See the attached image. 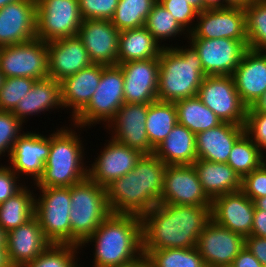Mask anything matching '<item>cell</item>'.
<instances>
[{"instance_id": "25", "label": "cell", "mask_w": 266, "mask_h": 267, "mask_svg": "<svg viewBox=\"0 0 266 267\" xmlns=\"http://www.w3.org/2000/svg\"><path fill=\"white\" fill-rule=\"evenodd\" d=\"M231 76L241 101L251 107L266 91V52L248 48Z\"/></svg>"}, {"instance_id": "56", "label": "cell", "mask_w": 266, "mask_h": 267, "mask_svg": "<svg viewBox=\"0 0 266 267\" xmlns=\"http://www.w3.org/2000/svg\"><path fill=\"white\" fill-rule=\"evenodd\" d=\"M231 7H247L255 0H225Z\"/></svg>"}, {"instance_id": "33", "label": "cell", "mask_w": 266, "mask_h": 267, "mask_svg": "<svg viewBox=\"0 0 266 267\" xmlns=\"http://www.w3.org/2000/svg\"><path fill=\"white\" fill-rule=\"evenodd\" d=\"M177 123V109L174 102L157 100L150 103L145 125L151 147L155 149L159 146Z\"/></svg>"}, {"instance_id": "13", "label": "cell", "mask_w": 266, "mask_h": 267, "mask_svg": "<svg viewBox=\"0 0 266 267\" xmlns=\"http://www.w3.org/2000/svg\"><path fill=\"white\" fill-rule=\"evenodd\" d=\"M148 105L145 103H124L115 116L105 124L113 129L112 137L125 146L139 150L142 154H154L146 134Z\"/></svg>"}, {"instance_id": "55", "label": "cell", "mask_w": 266, "mask_h": 267, "mask_svg": "<svg viewBox=\"0 0 266 267\" xmlns=\"http://www.w3.org/2000/svg\"><path fill=\"white\" fill-rule=\"evenodd\" d=\"M0 267H12L8 259L6 247H0Z\"/></svg>"}, {"instance_id": "29", "label": "cell", "mask_w": 266, "mask_h": 267, "mask_svg": "<svg viewBox=\"0 0 266 267\" xmlns=\"http://www.w3.org/2000/svg\"><path fill=\"white\" fill-rule=\"evenodd\" d=\"M192 165L204 193L211 201L223 194L241 190L242 179L227 163L197 159Z\"/></svg>"}, {"instance_id": "46", "label": "cell", "mask_w": 266, "mask_h": 267, "mask_svg": "<svg viewBox=\"0 0 266 267\" xmlns=\"http://www.w3.org/2000/svg\"><path fill=\"white\" fill-rule=\"evenodd\" d=\"M245 134L259 147L266 148V113L247 112L244 125Z\"/></svg>"}, {"instance_id": "11", "label": "cell", "mask_w": 266, "mask_h": 267, "mask_svg": "<svg viewBox=\"0 0 266 267\" xmlns=\"http://www.w3.org/2000/svg\"><path fill=\"white\" fill-rule=\"evenodd\" d=\"M206 76H231L248 49V40L188 38Z\"/></svg>"}, {"instance_id": "21", "label": "cell", "mask_w": 266, "mask_h": 267, "mask_svg": "<svg viewBox=\"0 0 266 267\" xmlns=\"http://www.w3.org/2000/svg\"><path fill=\"white\" fill-rule=\"evenodd\" d=\"M106 196L112 214L142 217L153 208L141 195L140 159L132 171L106 187Z\"/></svg>"}, {"instance_id": "17", "label": "cell", "mask_w": 266, "mask_h": 267, "mask_svg": "<svg viewBox=\"0 0 266 267\" xmlns=\"http://www.w3.org/2000/svg\"><path fill=\"white\" fill-rule=\"evenodd\" d=\"M119 30L110 20H83L77 36L94 64L117 65Z\"/></svg>"}, {"instance_id": "22", "label": "cell", "mask_w": 266, "mask_h": 267, "mask_svg": "<svg viewBox=\"0 0 266 267\" xmlns=\"http://www.w3.org/2000/svg\"><path fill=\"white\" fill-rule=\"evenodd\" d=\"M23 133L15 142L9 156L10 168L18 175L32 176L36 182L42 175L50 153V135Z\"/></svg>"}, {"instance_id": "7", "label": "cell", "mask_w": 266, "mask_h": 267, "mask_svg": "<svg viewBox=\"0 0 266 267\" xmlns=\"http://www.w3.org/2000/svg\"><path fill=\"white\" fill-rule=\"evenodd\" d=\"M34 216L39 220L44 236L52 244H71L70 187L38 188Z\"/></svg>"}, {"instance_id": "24", "label": "cell", "mask_w": 266, "mask_h": 267, "mask_svg": "<svg viewBox=\"0 0 266 267\" xmlns=\"http://www.w3.org/2000/svg\"><path fill=\"white\" fill-rule=\"evenodd\" d=\"M48 77L62 81L92 64L78 36L47 43Z\"/></svg>"}, {"instance_id": "10", "label": "cell", "mask_w": 266, "mask_h": 267, "mask_svg": "<svg viewBox=\"0 0 266 267\" xmlns=\"http://www.w3.org/2000/svg\"><path fill=\"white\" fill-rule=\"evenodd\" d=\"M197 96L222 122L245 125L248 107L241 101L232 76H206Z\"/></svg>"}, {"instance_id": "12", "label": "cell", "mask_w": 266, "mask_h": 267, "mask_svg": "<svg viewBox=\"0 0 266 267\" xmlns=\"http://www.w3.org/2000/svg\"><path fill=\"white\" fill-rule=\"evenodd\" d=\"M160 203L211 206L193 165H167Z\"/></svg>"}, {"instance_id": "53", "label": "cell", "mask_w": 266, "mask_h": 267, "mask_svg": "<svg viewBox=\"0 0 266 267\" xmlns=\"http://www.w3.org/2000/svg\"><path fill=\"white\" fill-rule=\"evenodd\" d=\"M205 10L225 9L231 7L225 0H204Z\"/></svg>"}, {"instance_id": "4", "label": "cell", "mask_w": 266, "mask_h": 267, "mask_svg": "<svg viewBox=\"0 0 266 267\" xmlns=\"http://www.w3.org/2000/svg\"><path fill=\"white\" fill-rule=\"evenodd\" d=\"M66 128L50 135V153L34 186L71 187L87 178L82 140L71 127Z\"/></svg>"}, {"instance_id": "32", "label": "cell", "mask_w": 266, "mask_h": 267, "mask_svg": "<svg viewBox=\"0 0 266 267\" xmlns=\"http://www.w3.org/2000/svg\"><path fill=\"white\" fill-rule=\"evenodd\" d=\"M177 109L178 123L195 135L217 127L222 121L196 95L174 102Z\"/></svg>"}, {"instance_id": "6", "label": "cell", "mask_w": 266, "mask_h": 267, "mask_svg": "<svg viewBox=\"0 0 266 267\" xmlns=\"http://www.w3.org/2000/svg\"><path fill=\"white\" fill-rule=\"evenodd\" d=\"M124 78L119 65H102L101 79L89 103L74 117V128L92 127L115 116L125 103ZM76 126V127H75Z\"/></svg>"}, {"instance_id": "51", "label": "cell", "mask_w": 266, "mask_h": 267, "mask_svg": "<svg viewBox=\"0 0 266 267\" xmlns=\"http://www.w3.org/2000/svg\"><path fill=\"white\" fill-rule=\"evenodd\" d=\"M251 235L266 238V211L255 207Z\"/></svg>"}, {"instance_id": "2", "label": "cell", "mask_w": 266, "mask_h": 267, "mask_svg": "<svg viewBox=\"0 0 266 267\" xmlns=\"http://www.w3.org/2000/svg\"><path fill=\"white\" fill-rule=\"evenodd\" d=\"M93 242V267H124L145 263L142 249V222L136 215L110 214L81 245Z\"/></svg>"}, {"instance_id": "41", "label": "cell", "mask_w": 266, "mask_h": 267, "mask_svg": "<svg viewBox=\"0 0 266 267\" xmlns=\"http://www.w3.org/2000/svg\"><path fill=\"white\" fill-rule=\"evenodd\" d=\"M80 248L72 244H51L23 267H79L76 253H79L77 250Z\"/></svg>"}, {"instance_id": "40", "label": "cell", "mask_w": 266, "mask_h": 267, "mask_svg": "<svg viewBox=\"0 0 266 267\" xmlns=\"http://www.w3.org/2000/svg\"><path fill=\"white\" fill-rule=\"evenodd\" d=\"M145 28L153 35L154 39L160 44L162 40L179 36L182 33L187 35L174 16L166 10L158 1L154 4L145 22ZM185 32V33H184ZM161 39V40H160Z\"/></svg>"}, {"instance_id": "23", "label": "cell", "mask_w": 266, "mask_h": 267, "mask_svg": "<svg viewBox=\"0 0 266 267\" xmlns=\"http://www.w3.org/2000/svg\"><path fill=\"white\" fill-rule=\"evenodd\" d=\"M52 243L44 236L34 216L27 223L7 232L6 251L12 267H23L44 252Z\"/></svg>"}, {"instance_id": "38", "label": "cell", "mask_w": 266, "mask_h": 267, "mask_svg": "<svg viewBox=\"0 0 266 267\" xmlns=\"http://www.w3.org/2000/svg\"><path fill=\"white\" fill-rule=\"evenodd\" d=\"M261 163V150L244 133L233 145L227 164L242 179L256 170Z\"/></svg>"}, {"instance_id": "30", "label": "cell", "mask_w": 266, "mask_h": 267, "mask_svg": "<svg viewBox=\"0 0 266 267\" xmlns=\"http://www.w3.org/2000/svg\"><path fill=\"white\" fill-rule=\"evenodd\" d=\"M154 155L166 165H192L197 160L196 135L177 123Z\"/></svg>"}, {"instance_id": "20", "label": "cell", "mask_w": 266, "mask_h": 267, "mask_svg": "<svg viewBox=\"0 0 266 267\" xmlns=\"http://www.w3.org/2000/svg\"><path fill=\"white\" fill-rule=\"evenodd\" d=\"M254 212V202L241 190L223 194L211 201V219L244 237L251 236Z\"/></svg>"}, {"instance_id": "60", "label": "cell", "mask_w": 266, "mask_h": 267, "mask_svg": "<svg viewBox=\"0 0 266 267\" xmlns=\"http://www.w3.org/2000/svg\"><path fill=\"white\" fill-rule=\"evenodd\" d=\"M17 0H0V9L6 5H8L9 3L15 2Z\"/></svg>"}, {"instance_id": "39", "label": "cell", "mask_w": 266, "mask_h": 267, "mask_svg": "<svg viewBox=\"0 0 266 267\" xmlns=\"http://www.w3.org/2000/svg\"><path fill=\"white\" fill-rule=\"evenodd\" d=\"M244 11L248 48L266 52V0H255Z\"/></svg>"}, {"instance_id": "31", "label": "cell", "mask_w": 266, "mask_h": 267, "mask_svg": "<svg viewBox=\"0 0 266 267\" xmlns=\"http://www.w3.org/2000/svg\"><path fill=\"white\" fill-rule=\"evenodd\" d=\"M163 47L165 45L160 46L145 26L120 31L117 65L127 61L159 58Z\"/></svg>"}, {"instance_id": "42", "label": "cell", "mask_w": 266, "mask_h": 267, "mask_svg": "<svg viewBox=\"0 0 266 267\" xmlns=\"http://www.w3.org/2000/svg\"><path fill=\"white\" fill-rule=\"evenodd\" d=\"M36 80L27 77L4 78L0 88V110L12 112Z\"/></svg>"}, {"instance_id": "8", "label": "cell", "mask_w": 266, "mask_h": 267, "mask_svg": "<svg viewBox=\"0 0 266 267\" xmlns=\"http://www.w3.org/2000/svg\"><path fill=\"white\" fill-rule=\"evenodd\" d=\"M36 38L46 43L77 36L83 19L78 0H36Z\"/></svg>"}, {"instance_id": "43", "label": "cell", "mask_w": 266, "mask_h": 267, "mask_svg": "<svg viewBox=\"0 0 266 267\" xmlns=\"http://www.w3.org/2000/svg\"><path fill=\"white\" fill-rule=\"evenodd\" d=\"M23 123L10 111L0 110V156L8 152L11 154L12 148L18 138L22 135Z\"/></svg>"}, {"instance_id": "61", "label": "cell", "mask_w": 266, "mask_h": 267, "mask_svg": "<svg viewBox=\"0 0 266 267\" xmlns=\"http://www.w3.org/2000/svg\"><path fill=\"white\" fill-rule=\"evenodd\" d=\"M124 267H146L145 263H134V264H130Z\"/></svg>"}, {"instance_id": "52", "label": "cell", "mask_w": 266, "mask_h": 267, "mask_svg": "<svg viewBox=\"0 0 266 267\" xmlns=\"http://www.w3.org/2000/svg\"><path fill=\"white\" fill-rule=\"evenodd\" d=\"M247 112H264L266 113V91L257 99L251 107L247 108Z\"/></svg>"}, {"instance_id": "54", "label": "cell", "mask_w": 266, "mask_h": 267, "mask_svg": "<svg viewBox=\"0 0 266 267\" xmlns=\"http://www.w3.org/2000/svg\"><path fill=\"white\" fill-rule=\"evenodd\" d=\"M192 6L198 13H201L205 10L204 0H184Z\"/></svg>"}, {"instance_id": "57", "label": "cell", "mask_w": 266, "mask_h": 267, "mask_svg": "<svg viewBox=\"0 0 266 267\" xmlns=\"http://www.w3.org/2000/svg\"><path fill=\"white\" fill-rule=\"evenodd\" d=\"M254 204L257 209L266 211V196L257 198L254 201Z\"/></svg>"}, {"instance_id": "34", "label": "cell", "mask_w": 266, "mask_h": 267, "mask_svg": "<svg viewBox=\"0 0 266 267\" xmlns=\"http://www.w3.org/2000/svg\"><path fill=\"white\" fill-rule=\"evenodd\" d=\"M35 196L33 191L24 186L14 196L0 204V226L6 232L27 223L34 217Z\"/></svg>"}, {"instance_id": "27", "label": "cell", "mask_w": 266, "mask_h": 267, "mask_svg": "<svg viewBox=\"0 0 266 267\" xmlns=\"http://www.w3.org/2000/svg\"><path fill=\"white\" fill-rule=\"evenodd\" d=\"M102 64L92 63L76 74L65 77L61 84V102L72 108L74 118L90 101L101 79Z\"/></svg>"}, {"instance_id": "45", "label": "cell", "mask_w": 266, "mask_h": 267, "mask_svg": "<svg viewBox=\"0 0 266 267\" xmlns=\"http://www.w3.org/2000/svg\"><path fill=\"white\" fill-rule=\"evenodd\" d=\"M158 2L174 16L188 34L192 31L194 26L191 23L195 22L198 12L190 4L184 0H158Z\"/></svg>"}, {"instance_id": "44", "label": "cell", "mask_w": 266, "mask_h": 267, "mask_svg": "<svg viewBox=\"0 0 266 267\" xmlns=\"http://www.w3.org/2000/svg\"><path fill=\"white\" fill-rule=\"evenodd\" d=\"M119 0H78L83 20H111Z\"/></svg>"}, {"instance_id": "59", "label": "cell", "mask_w": 266, "mask_h": 267, "mask_svg": "<svg viewBox=\"0 0 266 267\" xmlns=\"http://www.w3.org/2000/svg\"><path fill=\"white\" fill-rule=\"evenodd\" d=\"M264 153H265L264 150H262L261 151V163H260V166H262L266 170V155Z\"/></svg>"}, {"instance_id": "62", "label": "cell", "mask_w": 266, "mask_h": 267, "mask_svg": "<svg viewBox=\"0 0 266 267\" xmlns=\"http://www.w3.org/2000/svg\"><path fill=\"white\" fill-rule=\"evenodd\" d=\"M4 78H5V77H4L3 74L0 72V88L2 87Z\"/></svg>"}, {"instance_id": "26", "label": "cell", "mask_w": 266, "mask_h": 267, "mask_svg": "<svg viewBox=\"0 0 266 267\" xmlns=\"http://www.w3.org/2000/svg\"><path fill=\"white\" fill-rule=\"evenodd\" d=\"M245 133L244 126L222 122L196 134L197 159L227 163L235 142Z\"/></svg>"}, {"instance_id": "3", "label": "cell", "mask_w": 266, "mask_h": 267, "mask_svg": "<svg viewBox=\"0 0 266 267\" xmlns=\"http://www.w3.org/2000/svg\"><path fill=\"white\" fill-rule=\"evenodd\" d=\"M206 77L197 51L189 48L163 47L159 54L158 101L175 102L196 96Z\"/></svg>"}, {"instance_id": "36", "label": "cell", "mask_w": 266, "mask_h": 267, "mask_svg": "<svg viewBox=\"0 0 266 267\" xmlns=\"http://www.w3.org/2000/svg\"><path fill=\"white\" fill-rule=\"evenodd\" d=\"M166 164L154 154L140 158L141 195L154 207L160 203Z\"/></svg>"}, {"instance_id": "37", "label": "cell", "mask_w": 266, "mask_h": 267, "mask_svg": "<svg viewBox=\"0 0 266 267\" xmlns=\"http://www.w3.org/2000/svg\"><path fill=\"white\" fill-rule=\"evenodd\" d=\"M158 0H119L110 20L119 31L145 26L152 7Z\"/></svg>"}, {"instance_id": "15", "label": "cell", "mask_w": 266, "mask_h": 267, "mask_svg": "<svg viewBox=\"0 0 266 267\" xmlns=\"http://www.w3.org/2000/svg\"><path fill=\"white\" fill-rule=\"evenodd\" d=\"M196 19L197 23L187 38L247 40L245 11L242 7L204 10L198 13Z\"/></svg>"}, {"instance_id": "18", "label": "cell", "mask_w": 266, "mask_h": 267, "mask_svg": "<svg viewBox=\"0 0 266 267\" xmlns=\"http://www.w3.org/2000/svg\"><path fill=\"white\" fill-rule=\"evenodd\" d=\"M124 78L125 103L150 104L158 100L159 58L118 64Z\"/></svg>"}, {"instance_id": "19", "label": "cell", "mask_w": 266, "mask_h": 267, "mask_svg": "<svg viewBox=\"0 0 266 267\" xmlns=\"http://www.w3.org/2000/svg\"><path fill=\"white\" fill-rule=\"evenodd\" d=\"M36 0H17L0 9V47L36 38Z\"/></svg>"}, {"instance_id": "48", "label": "cell", "mask_w": 266, "mask_h": 267, "mask_svg": "<svg viewBox=\"0 0 266 267\" xmlns=\"http://www.w3.org/2000/svg\"><path fill=\"white\" fill-rule=\"evenodd\" d=\"M17 178L19 176L9 166L0 165V204L23 188L24 185L17 182L20 181Z\"/></svg>"}, {"instance_id": "47", "label": "cell", "mask_w": 266, "mask_h": 267, "mask_svg": "<svg viewBox=\"0 0 266 267\" xmlns=\"http://www.w3.org/2000/svg\"><path fill=\"white\" fill-rule=\"evenodd\" d=\"M241 191L253 202L266 196V170L259 166L242 178Z\"/></svg>"}, {"instance_id": "50", "label": "cell", "mask_w": 266, "mask_h": 267, "mask_svg": "<svg viewBox=\"0 0 266 267\" xmlns=\"http://www.w3.org/2000/svg\"><path fill=\"white\" fill-rule=\"evenodd\" d=\"M233 267H263V265L255 258V256L244 247L235 257Z\"/></svg>"}, {"instance_id": "9", "label": "cell", "mask_w": 266, "mask_h": 267, "mask_svg": "<svg viewBox=\"0 0 266 267\" xmlns=\"http://www.w3.org/2000/svg\"><path fill=\"white\" fill-rule=\"evenodd\" d=\"M0 72L5 78H48L47 43L38 38L0 47Z\"/></svg>"}, {"instance_id": "35", "label": "cell", "mask_w": 266, "mask_h": 267, "mask_svg": "<svg viewBox=\"0 0 266 267\" xmlns=\"http://www.w3.org/2000/svg\"><path fill=\"white\" fill-rule=\"evenodd\" d=\"M147 267H207L197 248L143 250Z\"/></svg>"}, {"instance_id": "1", "label": "cell", "mask_w": 266, "mask_h": 267, "mask_svg": "<svg viewBox=\"0 0 266 267\" xmlns=\"http://www.w3.org/2000/svg\"><path fill=\"white\" fill-rule=\"evenodd\" d=\"M211 206L159 203L141 217L142 249L196 248Z\"/></svg>"}, {"instance_id": "16", "label": "cell", "mask_w": 266, "mask_h": 267, "mask_svg": "<svg viewBox=\"0 0 266 267\" xmlns=\"http://www.w3.org/2000/svg\"><path fill=\"white\" fill-rule=\"evenodd\" d=\"M100 153L90 165L91 168L88 166L87 177L104 188L132 171L143 155L139 150L125 146L113 138Z\"/></svg>"}, {"instance_id": "14", "label": "cell", "mask_w": 266, "mask_h": 267, "mask_svg": "<svg viewBox=\"0 0 266 267\" xmlns=\"http://www.w3.org/2000/svg\"><path fill=\"white\" fill-rule=\"evenodd\" d=\"M244 247V236L216 224L212 219L204 227L196 246L207 267L231 266Z\"/></svg>"}, {"instance_id": "28", "label": "cell", "mask_w": 266, "mask_h": 267, "mask_svg": "<svg viewBox=\"0 0 266 267\" xmlns=\"http://www.w3.org/2000/svg\"><path fill=\"white\" fill-rule=\"evenodd\" d=\"M61 84L52 78L36 80L31 90L20 99L12 113L25 123L27 116H33L53 108H61ZM25 119V120H24Z\"/></svg>"}, {"instance_id": "5", "label": "cell", "mask_w": 266, "mask_h": 267, "mask_svg": "<svg viewBox=\"0 0 266 267\" xmlns=\"http://www.w3.org/2000/svg\"><path fill=\"white\" fill-rule=\"evenodd\" d=\"M71 244L81 246L111 214L106 188L88 177L70 187Z\"/></svg>"}, {"instance_id": "58", "label": "cell", "mask_w": 266, "mask_h": 267, "mask_svg": "<svg viewBox=\"0 0 266 267\" xmlns=\"http://www.w3.org/2000/svg\"><path fill=\"white\" fill-rule=\"evenodd\" d=\"M7 232L0 226V247H6Z\"/></svg>"}, {"instance_id": "49", "label": "cell", "mask_w": 266, "mask_h": 267, "mask_svg": "<svg viewBox=\"0 0 266 267\" xmlns=\"http://www.w3.org/2000/svg\"><path fill=\"white\" fill-rule=\"evenodd\" d=\"M245 247L255 256V258L266 267V238L258 236L245 237Z\"/></svg>"}]
</instances>
